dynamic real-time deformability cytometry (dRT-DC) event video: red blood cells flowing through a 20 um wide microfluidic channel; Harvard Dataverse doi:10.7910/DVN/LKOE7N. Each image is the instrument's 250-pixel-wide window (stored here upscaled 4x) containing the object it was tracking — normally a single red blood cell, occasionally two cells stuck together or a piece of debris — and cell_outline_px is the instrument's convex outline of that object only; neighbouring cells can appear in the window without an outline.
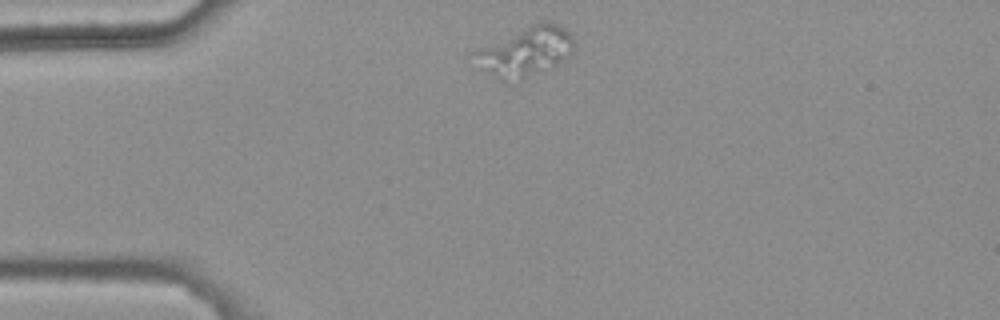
{"species": "common noctule bat (a hibernating species)", "species_latin": "Nyctalus noctula", "temperature_condition": "warm", "stored_images_in_passage": 39, "camera_frame_rate_fps": 3000, "um_per_image_px": 0.085, "animal": {"sex": "female", "body_mass_g": 25.1}, "frame": {"image": 1, "passage_image": 1, "time_ms": 0.0, "image_size_px": [1000, 320], "cell_outline_px": [[576, 48], [572, 56], [516, 84], [504, 84], [480, 68], [472, 52], [480, 48], [532, 24], [548, 20], [560, 24], [572, 36], [576, 44]], "centroid_in_image_um": [44.72, 4.44], "position_along_channel_um": 40.3, "area_um2": 29.13}}
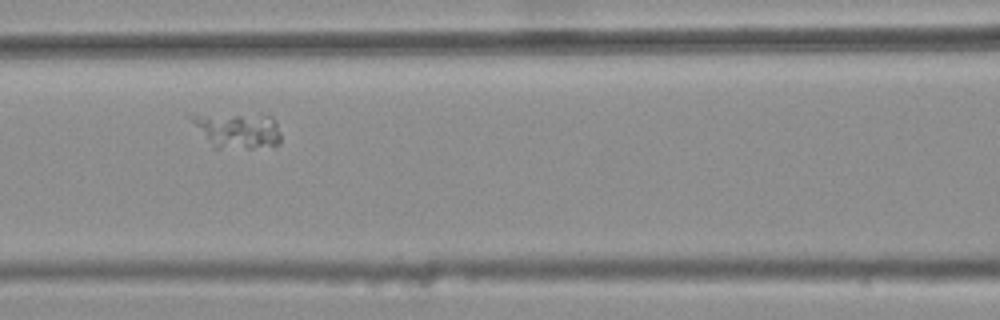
{"frame": {"image": 2, "passage_image": 12, "time_ms": 3.667, "image_size_px": [1000, 320], "cell_outline_px": [[280, 144], [276, 148], [216, 148], [192, 120], [196, 112], [272, 116], [276, 120], [280, 132]], "centroid_in_image_um": [20.31, 11.07], "position_along_channel_um": 146.3, "area_um2": 18.61}}
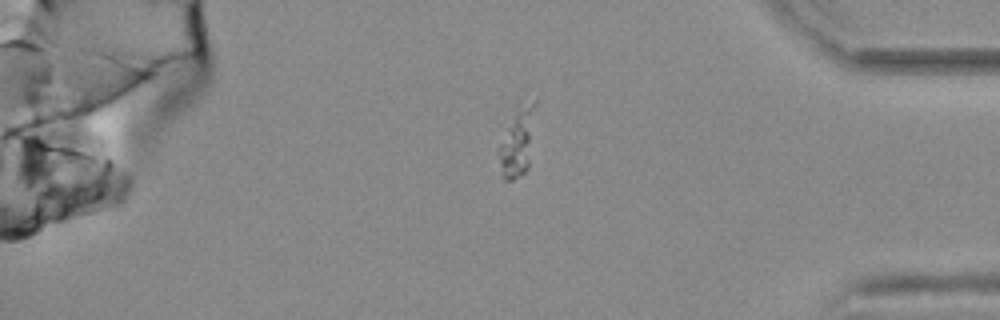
{"frame": {"image": 3, "passage_image": 34, "time_ms": 11.0, "image_size_px": [1000, 320], "cell_outline_px": [[536, 100], [528, 168], [524, 172], [512, 180], [504, 180], [500, 176], [496, 152], [516, 112]], "centroid_in_image_um": [43.92, 12.26], "position_along_channel_um": 391.3, "area_um2": 13.81}}